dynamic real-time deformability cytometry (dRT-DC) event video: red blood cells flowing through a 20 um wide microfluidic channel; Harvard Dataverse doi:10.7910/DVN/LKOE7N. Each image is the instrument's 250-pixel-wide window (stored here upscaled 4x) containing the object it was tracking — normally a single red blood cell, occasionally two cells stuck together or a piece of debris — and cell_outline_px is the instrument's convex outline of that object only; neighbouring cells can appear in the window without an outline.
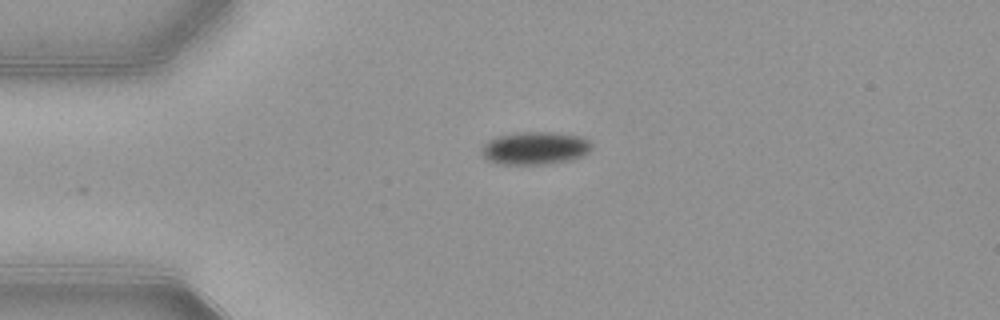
{"species": "common noctule bat (a hibernating species)", "species_latin": "Nyctalus noctula", "temperature_condition": "warm", "stored_images_in_passage": 28, "camera_frame_rate_fps": 3000, "um_per_image_px": 0.085, "animal": {"sex": "female", "body_mass_g": 21.9}, "frame": {"image": 1, "passage_image": 1, "time_ms": 0.0, "image_size_px": [1000, 320], "cell_outline_px": [[592, 148], [584, 156], [572, 160], [552, 164], [500, 164], [488, 160], [484, 156], [484, 144], [488, 140], [496, 136], [524, 132], [552, 132], [580, 136], [588, 140], [592, 144]], "centroid_in_image_um": [45.54, 12.6], "position_along_channel_um": 39.5, "area_um2": 21.04}}
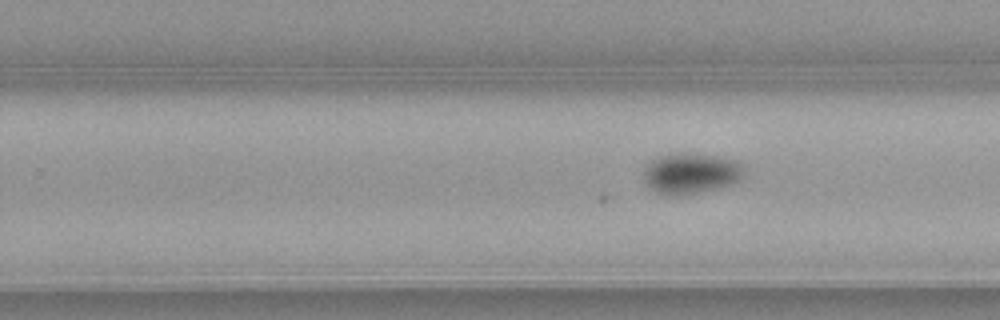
{"frame": {"image": 2, "passage_image": 21, "time_ms": 6.667, "image_size_px": [1000, 320], "cell_outline_px": [[744, 176], [740, 180], [732, 184], [716, 188], [696, 192], [668, 196], [652, 188], [644, 180], [644, 168], [652, 160], [668, 152], [696, 152], [720, 156], [736, 160], [744, 168]], "centroid_in_image_um": [58.75, 14.68], "position_along_channel_um": 271.0, "area_um2": 23.99}}
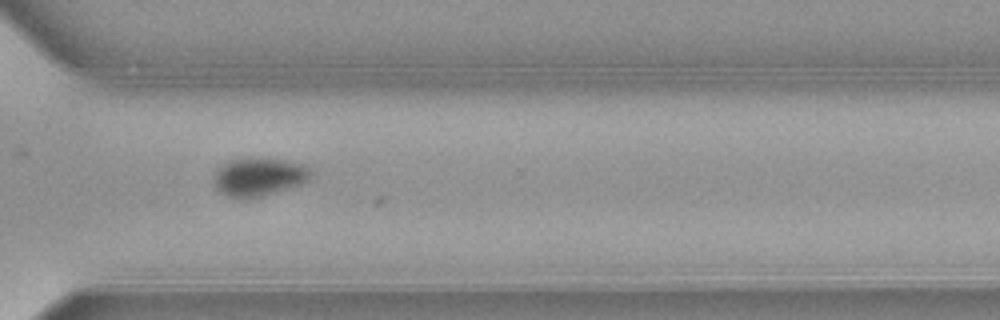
{"frame": {"image": 3, "passage_image": 27, "time_ms": 8.667, "image_size_px": [1000, 320], "cell_outline_px": [[308, 180], [300, 184], [260, 196], [244, 200], [224, 196], [216, 188], [212, 180], [212, 176], [216, 168], [228, 160], [284, 160], [304, 164], [308, 172]], "centroid_in_image_um": [21.87, 15.08], "position_along_channel_um": 348.7, "area_um2": 21.15}}